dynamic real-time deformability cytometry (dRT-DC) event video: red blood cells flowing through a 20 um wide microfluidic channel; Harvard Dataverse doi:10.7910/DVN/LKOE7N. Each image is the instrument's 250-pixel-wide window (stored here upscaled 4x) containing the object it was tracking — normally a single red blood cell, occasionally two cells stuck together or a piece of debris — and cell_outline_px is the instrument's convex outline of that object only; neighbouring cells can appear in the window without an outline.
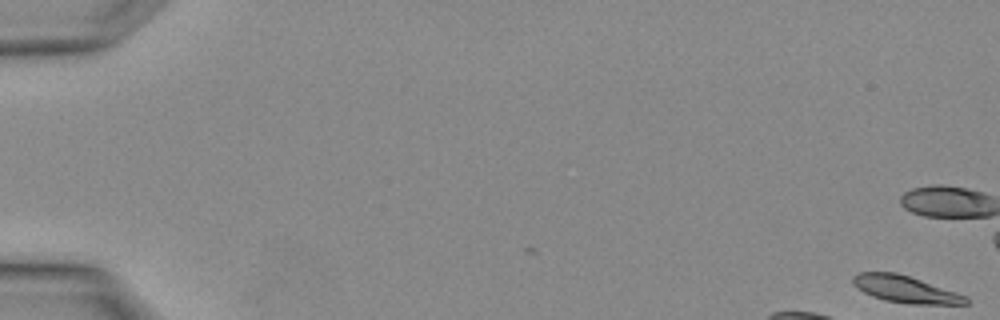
{"species": "Egyptian fruit bat (a non-hibernating species)", "species_latin": "Rousettus aegyptiacus", "temperature_condition": "warm", "stored_images_in_passage": 4, "camera_frame_rate_fps": 3000, "um_per_image_px": 0.085, "animal": {"sex": "female"}, "frame": {"image": 1, "passage_image": 1, "time_ms": 0.0, "image_size_px": [1000, 320], "cell_outline_px": [[968, 304], [908, 304], [884, 300], [872, 296], [856, 288], [852, 284], [852, 276], [860, 272], [896, 272], [968, 296]], "centroid_in_image_um": [76.93, 24.59], "position_along_channel_um": 8.1, "area_um2": 17.69}}